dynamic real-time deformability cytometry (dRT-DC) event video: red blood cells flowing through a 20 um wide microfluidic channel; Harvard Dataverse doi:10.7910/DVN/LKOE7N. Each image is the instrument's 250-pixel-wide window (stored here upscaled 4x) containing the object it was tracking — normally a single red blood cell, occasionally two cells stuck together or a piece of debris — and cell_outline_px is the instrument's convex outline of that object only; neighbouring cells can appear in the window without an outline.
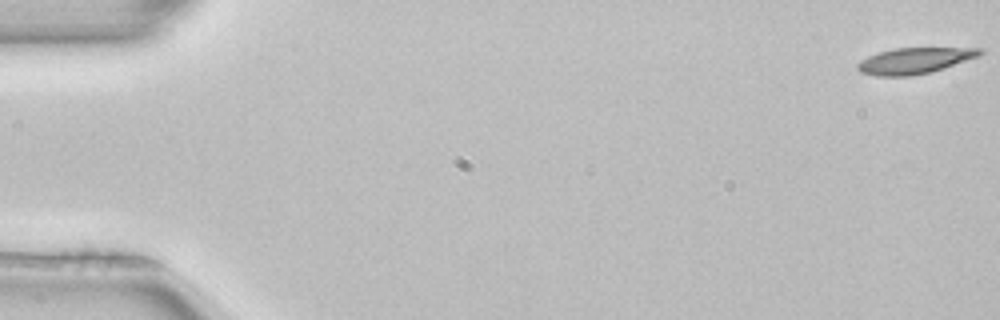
{"species": "common noctule bat (a hibernating species)", "species_latin": "Nyctalus noctula", "temperature_condition": "room temperature", "stored_images_in_passage": 8, "camera_frame_rate_fps": 3000, "um_per_image_px": 0.085, "animal": {"sex": "female", "body_mass_g": 22.7, "forearm_length_mm": 54.2}, "frame": {"image": 1, "passage_image": 1, "time_ms": 0.0, "image_size_px": [1000, 320], "cell_outline_px": [[984, 52], [980, 56], [944, 68], [912, 76], [876, 76], [860, 72], [856, 68], [856, 64], [860, 60], [868, 56], [892, 48], [984, 48]], "centroid_in_image_um": [77.73, 5.15], "position_along_channel_um": 7.3, "area_um2": 18.61}}